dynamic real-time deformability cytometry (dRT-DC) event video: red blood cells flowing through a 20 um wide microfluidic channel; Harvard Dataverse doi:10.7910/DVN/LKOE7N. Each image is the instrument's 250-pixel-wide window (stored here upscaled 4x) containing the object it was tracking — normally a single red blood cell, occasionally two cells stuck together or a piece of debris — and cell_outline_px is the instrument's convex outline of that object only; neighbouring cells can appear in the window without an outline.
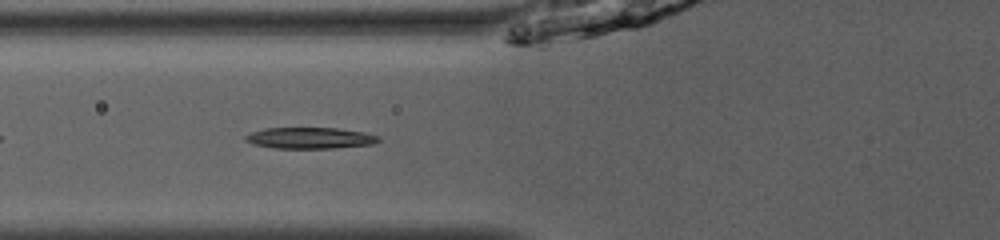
{"species": "common noctule bat (a hibernating species)", "species_latin": "Nyctalus noctula", "temperature_condition": "room temperature", "stored_images_in_passage": 34, "camera_frame_rate_fps": 3000, "um_per_image_px": 0.085, "animal": {"sex": "male", "body_mass_g": 13.0, "forearm_length_mm": 53.1}, "frame": {"image": 1, "passage_image": 5, "time_ms": 1.333, "image_size_px": [1000, 240], "cell_outline_px": [[380, 140], [372, 144], [336, 148], [272, 148], [252, 144], [244, 140], [244, 136], [252, 132], [264, 128], [336, 128], [364, 132], [380, 136]], "centroid_in_image_um": [26.33, 11.73], "position_along_channel_um": 99.5, "area_um2": 16.53}}
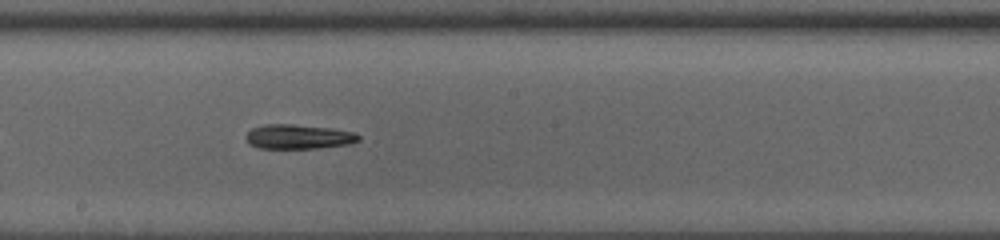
{"frame": {"image": 2, "passage_image": 14, "time_ms": 4.333, "image_size_px": [1000, 240], "cell_outline_px": [[360, 140], [348, 144], [316, 148], [260, 148], [248, 144], [244, 136], [252, 128], [264, 124], [292, 124], [332, 128], [356, 132], [360, 136]], "centroid_in_image_um": [25.36, 11.61], "position_along_channel_um": 222.8, "area_um2": 16.18}}
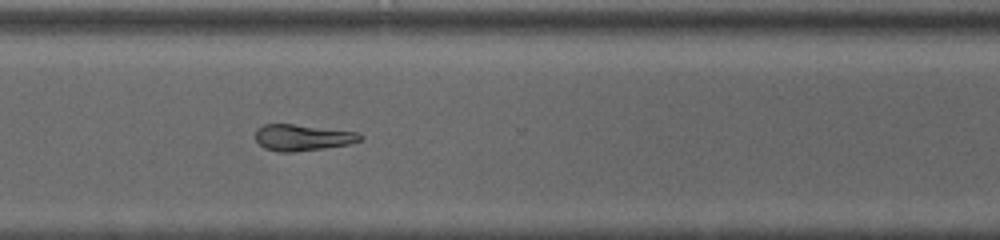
{"frame": {"image": 3, "passage_image": 23, "time_ms": 7.333, "image_size_px": [1000, 240], "cell_outline_px": [[364, 140], [352, 144], [324, 148], [292, 152], [280, 152], [264, 148], [256, 140], [256, 128], [264, 124], [292, 124], [356, 132], [364, 136]], "centroid_in_image_um": [25.74, 11.69], "position_along_channel_um": 344.9, "area_um2": 16.07}}